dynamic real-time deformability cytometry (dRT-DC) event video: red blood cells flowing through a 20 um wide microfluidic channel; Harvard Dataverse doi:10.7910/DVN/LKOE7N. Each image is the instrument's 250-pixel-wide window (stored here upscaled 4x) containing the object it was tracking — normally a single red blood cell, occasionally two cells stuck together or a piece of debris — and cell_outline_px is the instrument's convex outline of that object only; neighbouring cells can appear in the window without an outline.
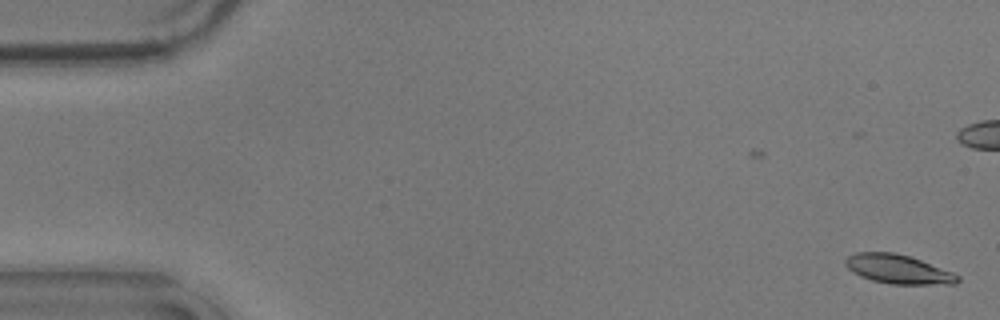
{"species": "common noctule bat (a hibernating species)", "species_latin": "Nyctalus noctula", "temperature_condition": "warm", "stored_images_in_passage": 57, "camera_frame_rate_fps": 3000, "um_per_image_px": 0.085, "animal": {"sex": "male", "body_mass_g": 17.9}, "frame": {"image": 1, "passage_image": 1, "time_ms": 0.0, "image_size_px": [1000, 320], "cell_outline_px": [[960, 280], [956, 284], [892, 284], [872, 280], [860, 276], [852, 272], [844, 264], [844, 260], [848, 256], [856, 252], [892, 252], [908, 256], [920, 260], [952, 272], [960, 276]], "centroid_in_image_um": [76.32, 22.88], "position_along_channel_um": 8.7, "area_um2": 18.9}}
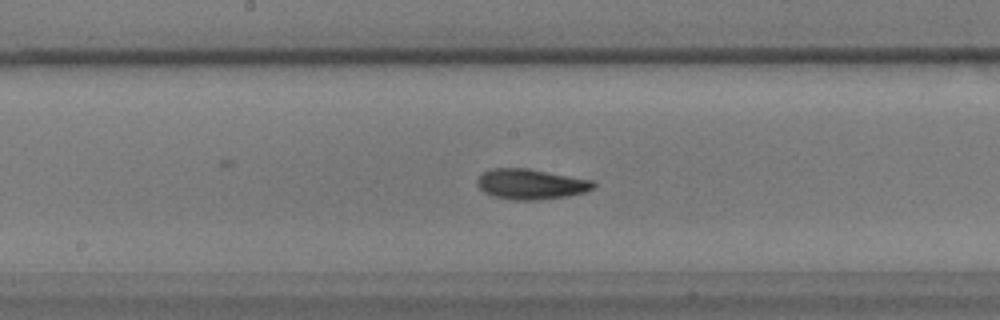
{"frame": {"image": 2, "passage_image": 29, "time_ms": 9.333, "image_size_px": [1000, 320], "cell_outline_px": [[596, 184], [592, 188], [584, 192], [568, 196], [540, 200], [516, 200], [496, 196], [484, 192], [476, 184], [476, 180], [484, 172], [492, 168], [528, 168], [596, 180]], "centroid_in_image_um": [45.16, 15.64], "position_along_channel_um": 203.0, "area_um2": 20.63}}
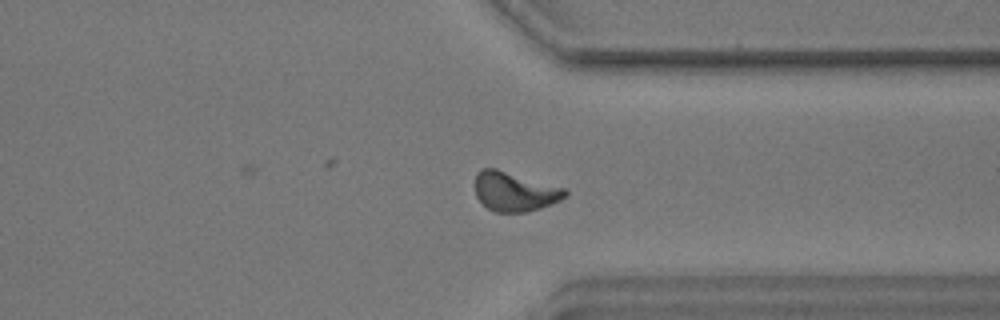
{"frame": {"image": 3, "passage_image": 43, "time_ms": 14.0, "image_size_px": [1000, 320], "cell_outline_px": [[568, 196], [560, 200], [540, 208], [524, 212], [496, 212], [488, 208], [476, 196], [476, 172], [480, 168], [496, 168], [564, 188], [568, 192]], "centroid_in_image_um": [43.74, 16.27], "position_along_channel_um": 367.7, "area_um2": 20.46}, "authors_computed_cell_mechanics": {"area_um2": 19.5364, "velocity_mm_per_s": 3.5466, "shape_relaxation_time_tau1_ms": 5.7211, "shape_relaxation_time_tau2_ms": 3.3707, "deformation_change_tau1": 0.1565, "deformation_change_tau2": 0.0986}}